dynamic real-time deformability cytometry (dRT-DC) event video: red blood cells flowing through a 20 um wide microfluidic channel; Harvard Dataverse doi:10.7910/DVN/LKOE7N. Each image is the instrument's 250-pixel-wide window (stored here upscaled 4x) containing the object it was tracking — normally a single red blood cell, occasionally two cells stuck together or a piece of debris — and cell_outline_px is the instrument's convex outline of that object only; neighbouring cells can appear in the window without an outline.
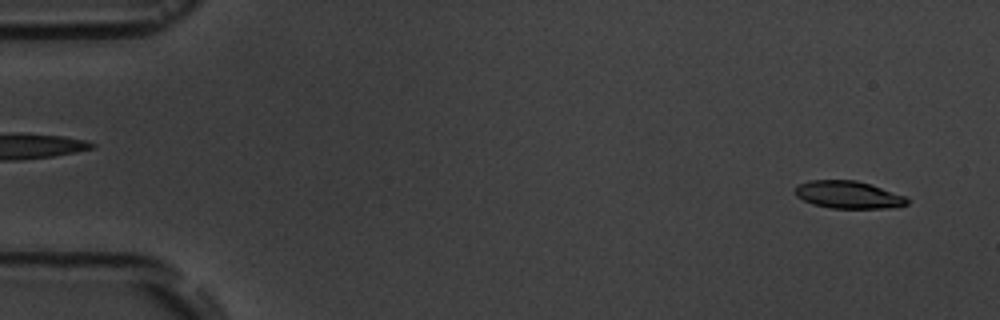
{"species": "common noctule bat (a hibernating species)", "species_latin": "Nyctalus noctula", "temperature_condition": "room temperature", "stored_images_in_passage": 6, "camera_frame_rate_fps": 3000, "um_per_image_px": 0.085, "animal": {"sex": "male", "body_mass_g": 19.5, "forearm_length_mm": 54.6}, "frame": {"image": 1, "passage_image": 1, "time_ms": 0.0, "image_size_px": [1000, 320], "cell_outline_px": [[908, 204], [900, 208], [828, 208], [812, 204], [796, 196], [796, 188], [800, 184], [808, 180], [856, 180], [872, 184], [904, 196], [908, 200]], "centroid_in_image_um": [72.14, 16.56], "position_along_channel_um": 12.9, "area_um2": 18.03}}
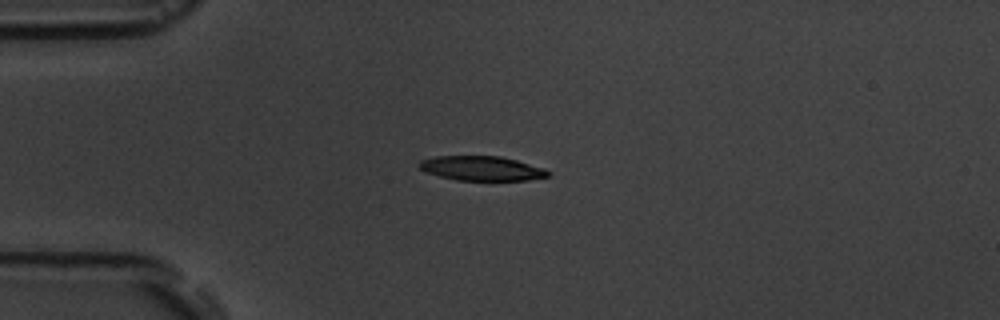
{"frame": {"image": 2, "passage_image": 4, "time_ms": 3.667, "image_size_px": [1000, 320], "cell_outline_px": [[552, 176], [528, 180], [456, 180], [424, 172], [420, 168], [420, 160], [436, 156], [500, 156], [516, 160], [544, 168], [552, 172]], "centroid_in_image_um": [40.98, 14.31], "position_along_channel_um": 44.0, "area_um2": 18.44}}
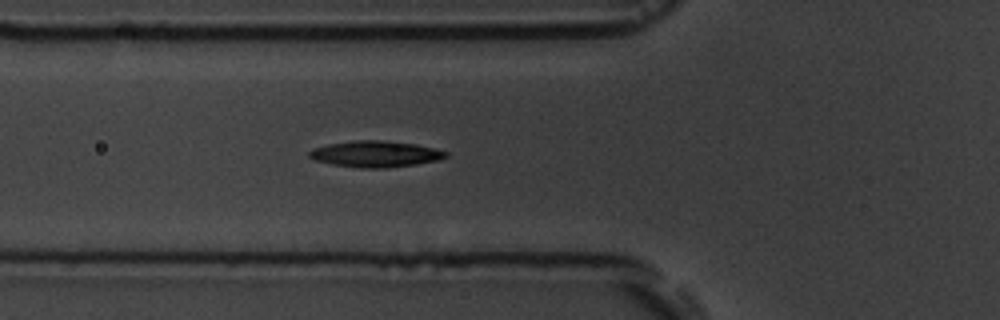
{"frame": {"image": 3, "passage_image": 6, "time_ms": 5.667, "image_size_px": [1000, 320], "cell_outline_px": [[448, 156], [440, 160], [416, 164], [384, 168], [360, 168], [332, 164], [316, 160], [308, 156], [308, 152], [312, 148], [328, 144], [352, 140], [380, 140], [416, 144], [448, 152]], "centroid_in_image_um": [31.9, 13.09], "position_along_channel_um": 93.9, "area_um2": 20.87}}